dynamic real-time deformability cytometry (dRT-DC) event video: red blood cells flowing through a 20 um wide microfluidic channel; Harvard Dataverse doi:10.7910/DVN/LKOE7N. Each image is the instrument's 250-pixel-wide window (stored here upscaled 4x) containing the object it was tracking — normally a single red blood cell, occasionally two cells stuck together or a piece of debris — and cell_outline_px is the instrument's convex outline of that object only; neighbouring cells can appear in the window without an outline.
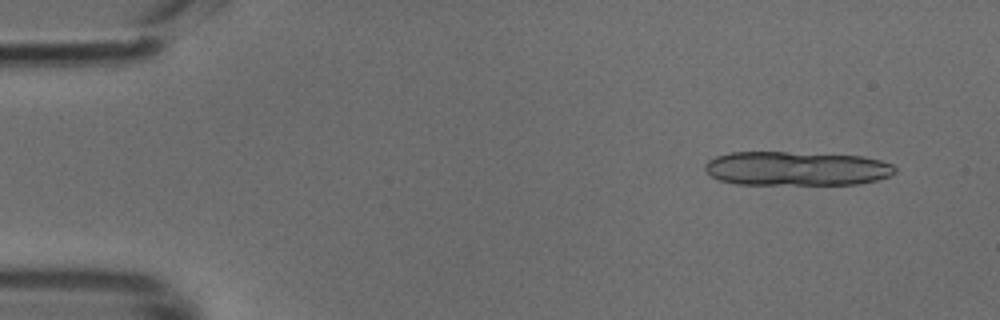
{"species": "common noctule bat (a hibernating species)", "species_latin": "Nyctalus noctula", "temperature_condition": "cold", "stored_images_in_passage": 12, "camera_frame_rate_fps": 3000, "um_per_image_px": 0.085, "animal": {"sex": "male", "body_mass_g": 18.8}, "frame": {"image": 1, "passage_image": 4, "time_ms": 1.0, "image_size_px": [1000, 320], "cell_outline_px": [[896, 172], [888, 176], [876, 180], [856, 184], [736, 184], [720, 180], [712, 176], [704, 168], [704, 164], [708, 160], [716, 156], [732, 152], [788, 152], [860, 156], [880, 160], [892, 164], [896, 168]], "centroid_in_image_um": [67.68, 14.32], "position_along_channel_um": 17.3, "area_um2": 37.69}}